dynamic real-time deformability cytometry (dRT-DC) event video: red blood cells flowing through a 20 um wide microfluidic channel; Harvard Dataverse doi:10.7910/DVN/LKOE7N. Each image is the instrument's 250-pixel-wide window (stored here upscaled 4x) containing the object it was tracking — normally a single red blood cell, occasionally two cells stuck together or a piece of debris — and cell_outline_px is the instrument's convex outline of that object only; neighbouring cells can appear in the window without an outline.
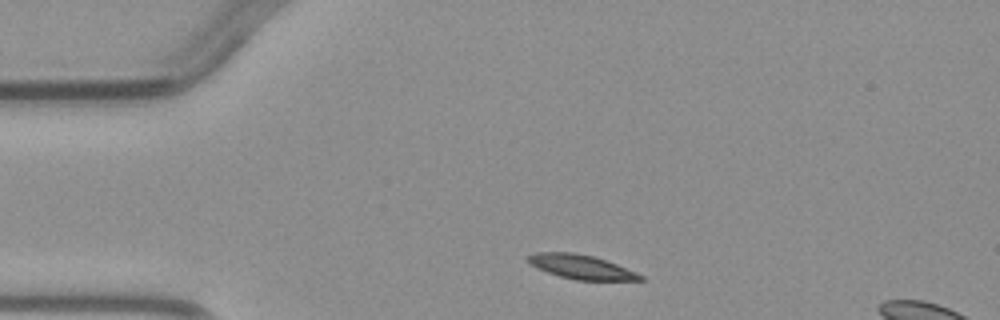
{"species": "common noctule bat (a hibernating species)", "species_latin": "Nyctalus noctula", "temperature_condition": "warm", "stored_images_in_passage": 3, "segment_of_instrument_passage": [1, 2], "camera_frame_rate_fps": 3000, "um_per_image_px": 0.085, "animal": {"sex": "male", "body_mass_g": 23.1, "forearm_length_mm": 52.7}, "frame": {"image": 1, "passage_image": 1, "time_ms": 0.0, "image_size_px": [1000, 320], "cell_outline_px": [[644, 280], [576, 280], [560, 276], [548, 272], [528, 264], [524, 260], [524, 256], [536, 252], [576, 252], [592, 256], [616, 264], [636, 272], [644, 276]], "centroid_in_image_um": [49.32, 22.67], "position_along_channel_um": 35.7, "area_um2": 15.9}}